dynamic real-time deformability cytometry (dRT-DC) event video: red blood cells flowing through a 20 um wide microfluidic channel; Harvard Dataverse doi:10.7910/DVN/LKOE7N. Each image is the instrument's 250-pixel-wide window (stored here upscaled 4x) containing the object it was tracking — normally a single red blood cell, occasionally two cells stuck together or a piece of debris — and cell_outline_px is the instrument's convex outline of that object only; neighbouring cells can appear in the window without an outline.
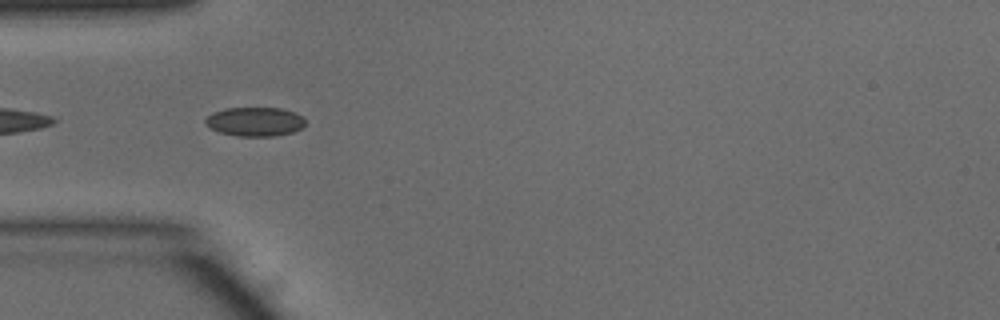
{"species": "common noctule bat (a hibernating species)", "species_latin": "Nyctalus noctula", "temperature_condition": "warm", "stored_images_in_passage": 9, "camera_frame_rate_fps": 3000, "um_per_image_px": 0.085, "animal": {"sex": "male", "body_mass_g": 15.6}, "frame": {"image": 1, "passage_image": 2, "time_ms": 0.333, "image_size_px": [1000, 320], "cell_outline_px": [[304, 124], [300, 128], [292, 132], [272, 136], [236, 136], [220, 132], [204, 124], [204, 120], [212, 112], [224, 108], [280, 108], [304, 116]], "centroid_in_image_um": [21.63, 10.33], "position_along_channel_um": 63.4, "area_um2": 16.82}}